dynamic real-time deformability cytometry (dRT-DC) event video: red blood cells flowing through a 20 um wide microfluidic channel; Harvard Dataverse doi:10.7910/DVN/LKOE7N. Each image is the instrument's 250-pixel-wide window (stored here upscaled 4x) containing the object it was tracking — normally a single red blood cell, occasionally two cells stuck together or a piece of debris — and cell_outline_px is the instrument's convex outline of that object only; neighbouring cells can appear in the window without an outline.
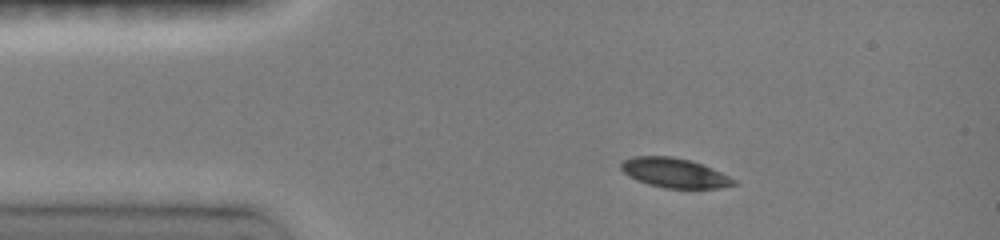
{"species": "common noctule bat (a hibernating species)", "species_latin": "Nyctalus noctula", "temperature_condition": "room temperature", "stored_images_in_passage": 29, "camera_frame_rate_fps": 3000, "um_per_image_px": 0.085, "animal": {"sex": "female", "body_mass_g": 19.0, "forearm_length_mm": 51.5}, "frame": {"image": 1, "passage_image": 2, "time_ms": 1.0, "image_size_px": [1000, 240], "cell_outline_px": [[736, 184], [720, 188], [664, 188], [648, 184], [628, 176], [620, 168], [620, 164], [624, 160], [632, 156], [672, 156], [692, 160], [720, 172], [736, 180]], "centroid_in_image_um": [57.31, 14.69], "position_along_channel_um": 27.7, "area_um2": 19.36}}
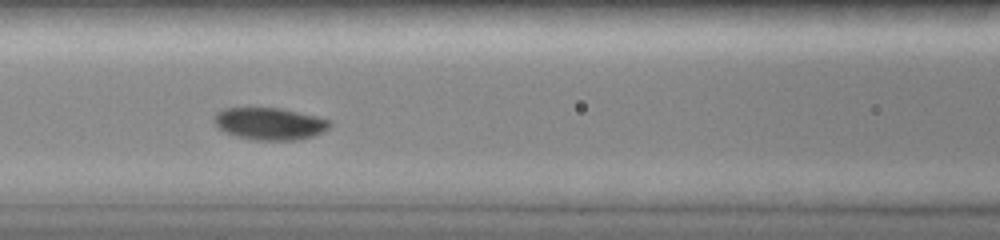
{"frame": {"image": 2, "passage_image": 13, "time_ms": 5.0, "image_size_px": [1000, 240], "cell_outline_px": [[332, 124], [328, 128], [312, 136], [296, 140], [256, 140], [236, 136], [216, 128], [216, 112], [224, 108], [280, 108], [316, 116], [328, 120]], "centroid_in_image_um": [22.9, 10.51], "position_along_channel_um": 143.7, "area_um2": 21.39}}
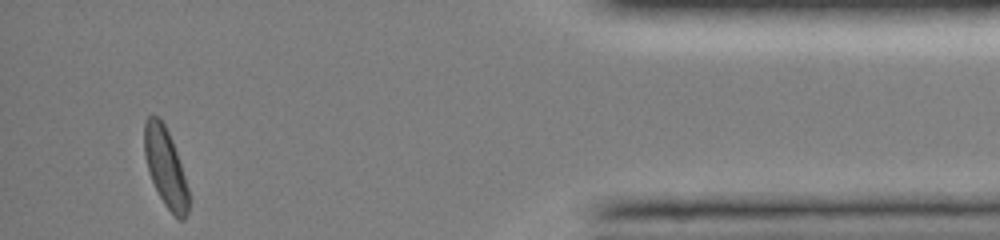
{"frame": {"image": 3, "passage_image": 29, "time_ms": 13.0, "image_size_px": [1000, 240], "cell_outline_px": [[192, 200], [188, 212], [184, 220], [180, 220], [164, 204], [152, 180], [144, 156], [144, 120], [148, 116], [156, 116], [164, 124], [172, 140]], "centroid_in_image_um": [14.08, 14.25], "position_along_channel_um": 421.1, "area_um2": 20.17}, "authors_computed_cell_mechanics": {"area_um2": 20.4034, "velocity_mm_per_s": 4.052, "shape_relaxation_time_tau1_ms": 1.708, "shape_relaxation_time_tau2_ms": null, "deformation_change_tau1": 0.088, "deformation_change_tau2": null}}